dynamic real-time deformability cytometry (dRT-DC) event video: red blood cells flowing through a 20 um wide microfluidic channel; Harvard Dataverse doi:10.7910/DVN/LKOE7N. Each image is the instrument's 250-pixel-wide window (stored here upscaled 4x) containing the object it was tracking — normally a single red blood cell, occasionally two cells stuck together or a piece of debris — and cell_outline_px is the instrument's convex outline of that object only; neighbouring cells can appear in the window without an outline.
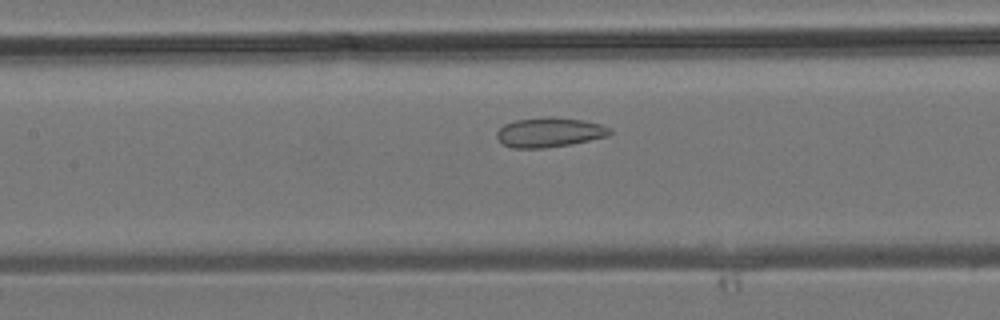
{"species": "common noctule bat (a hibernating species)", "species_latin": "Nyctalus noctula", "temperature_condition": "room temperature", "stored_images_in_passage": 27, "camera_frame_rate_fps": 3000, "um_per_image_px": 0.085, "animal": {"sex": "male", "body_mass_g": 19.2, "forearm_length_mm": 51.8}, "frame": {"image": 1, "passage_image": 6, "time_ms": 1.667, "image_size_px": [1000, 320], "cell_outline_px": [[612, 132], [608, 136], [572, 144], [544, 148], [512, 148], [504, 144], [496, 136], [496, 132], [504, 124], [516, 120], [548, 116], [552, 116], [584, 120], [600, 124], [612, 128]], "centroid_in_image_um": [46.73, 11.24], "position_along_channel_um": 160.7, "area_um2": 19.65}}
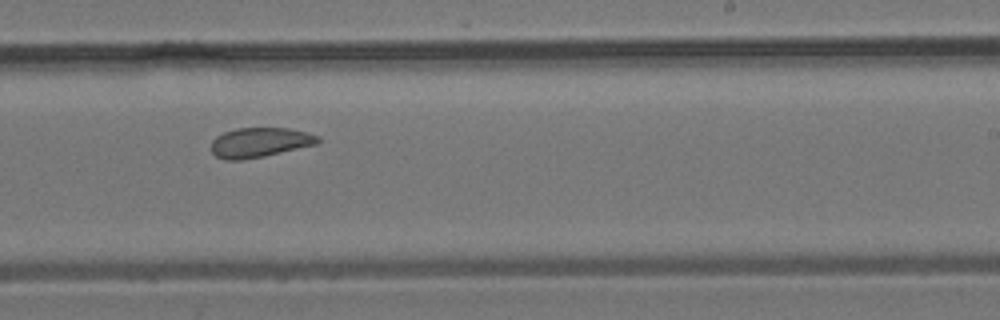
{"frame": {"image": 2, "passage_image": 12, "time_ms": 3.667, "image_size_px": [1000, 320], "cell_outline_px": [[320, 144], [264, 156], [244, 160], [224, 160], [216, 156], [212, 152], [212, 140], [216, 136], [224, 132], [236, 128], [288, 128], [320, 136]], "centroid_in_image_um": [22.09, 12.11], "position_along_channel_um": 266.9, "area_um2": 18.61}}
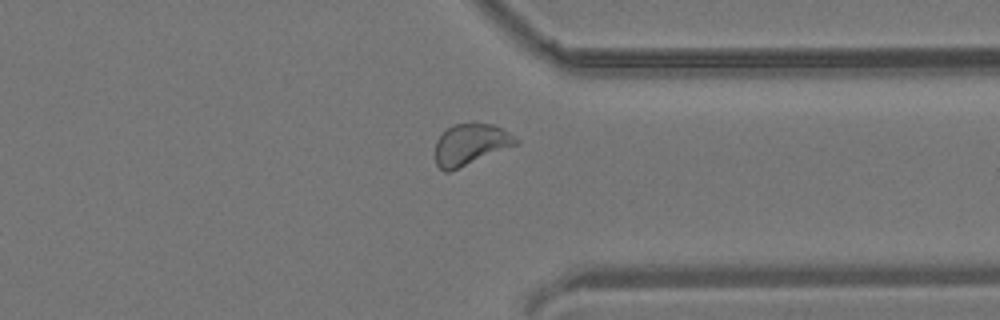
{"frame": {"image": 3, "passage_image": 18, "time_ms": 5.667, "image_size_px": [1000, 320], "cell_outline_px": [[520, 144], [448, 172], [444, 172], [436, 164], [436, 140], [448, 128], [456, 124], [492, 124], [504, 128], [520, 140]], "centroid_in_image_um": [40.05, 12.28], "position_along_channel_um": 371.3, "area_um2": 19.31}}